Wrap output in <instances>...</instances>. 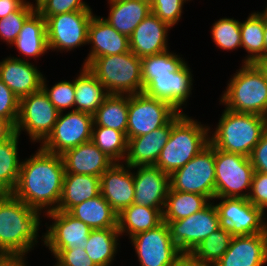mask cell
I'll use <instances>...</instances> for the list:
<instances>
[{
    "label": "cell",
    "instance_id": "obj_20",
    "mask_svg": "<svg viewBox=\"0 0 267 266\" xmlns=\"http://www.w3.org/2000/svg\"><path fill=\"white\" fill-rule=\"evenodd\" d=\"M179 112L168 124L148 134L127 138L124 164L130 167L155 165L162 148L168 142L172 125L184 114Z\"/></svg>",
    "mask_w": 267,
    "mask_h": 266
},
{
    "label": "cell",
    "instance_id": "obj_55",
    "mask_svg": "<svg viewBox=\"0 0 267 266\" xmlns=\"http://www.w3.org/2000/svg\"><path fill=\"white\" fill-rule=\"evenodd\" d=\"M48 0H35V4L25 0V3L34 11H38Z\"/></svg>",
    "mask_w": 267,
    "mask_h": 266
},
{
    "label": "cell",
    "instance_id": "obj_48",
    "mask_svg": "<svg viewBox=\"0 0 267 266\" xmlns=\"http://www.w3.org/2000/svg\"><path fill=\"white\" fill-rule=\"evenodd\" d=\"M254 172L267 174V130L262 134L259 142L249 156Z\"/></svg>",
    "mask_w": 267,
    "mask_h": 266
},
{
    "label": "cell",
    "instance_id": "obj_19",
    "mask_svg": "<svg viewBox=\"0 0 267 266\" xmlns=\"http://www.w3.org/2000/svg\"><path fill=\"white\" fill-rule=\"evenodd\" d=\"M131 167L114 163L100 176V194L119 215L134 202V177Z\"/></svg>",
    "mask_w": 267,
    "mask_h": 266
},
{
    "label": "cell",
    "instance_id": "obj_42",
    "mask_svg": "<svg viewBox=\"0 0 267 266\" xmlns=\"http://www.w3.org/2000/svg\"><path fill=\"white\" fill-rule=\"evenodd\" d=\"M34 12L26 3L17 11L0 18V39L10 46L15 42L26 19Z\"/></svg>",
    "mask_w": 267,
    "mask_h": 266
},
{
    "label": "cell",
    "instance_id": "obj_22",
    "mask_svg": "<svg viewBox=\"0 0 267 266\" xmlns=\"http://www.w3.org/2000/svg\"><path fill=\"white\" fill-rule=\"evenodd\" d=\"M89 44H92L91 50L82 65L85 67L95 58L130 51L129 37L117 32L103 17L94 14L88 27Z\"/></svg>",
    "mask_w": 267,
    "mask_h": 266
},
{
    "label": "cell",
    "instance_id": "obj_38",
    "mask_svg": "<svg viewBox=\"0 0 267 266\" xmlns=\"http://www.w3.org/2000/svg\"><path fill=\"white\" fill-rule=\"evenodd\" d=\"M186 61L169 50L141 58L143 88L156 75L171 74L178 71Z\"/></svg>",
    "mask_w": 267,
    "mask_h": 266
},
{
    "label": "cell",
    "instance_id": "obj_50",
    "mask_svg": "<svg viewBox=\"0 0 267 266\" xmlns=\"http://www.w3.org/2000/svg\"><path fill=\"white\" fill-rule=\"evenodd\" d=\"M24 4L25 0H0V18L19 10Z\"/></svg>",
    "mask_w": 267,
    "mask_h": 266
},
{
    "label": "cell",
    "instance_id": "obj_41",
    "mask_svg": "<svg viewBox=\"0 0 267 266\" xmlns=\"http://www.w3.org/2000/svg\"><path fill=\"white\" fill-rule=\"evenodd\" d=\"M45 76L42 79V89L47 94L51 103L59 112H65L67 108H73L75 103L74 80H62L55 83L50 89L47 87Z\"/></svg>",
    "mask_w": 267,
    "mask_h": 266
},
{
    "label": "cell",
    "instance_id": "obj_49",
    "mask_svg": "<svg viewBox=\"0 0 267 266\" xmlns=\"http://www.w3.org/2000/svg\"><path fill=\"white\" fill-rule=\"evenodd\" d=\"M25 256L17 253H0V266H27Z\"/></svg>",
    "mask_w": 267,
    "mask_h": 266
},
{
    "label": "cell",
    "instance_id": "obj_11",
    "mask_svg": "<svg viewBox=\"0 0 267 266\" xmlns=\"http://www.w3.org/2000/svg\"><path fill=\"white\" fill-rule=\"evenodd\" d=\"M168 224L172 241L181 253H192L201 242L221 227L218 211L211 201L200 211Z\"/></svg>",
    "mask_w": 267,
    "mask_h": 266
},
{
    "label": "cell",
    "instance_id": "obj_13",
    "mask_svg": "<svg viewBox=\"0 0 267 266\" xmlns=\"http://www.w3.org/2000/svg\"><path fill=\"white\" fill-rule=\"evenodd\" d=\"M93 115L71 110L60 112L52 132L40 147L53 154H63L66 150L91 141Z\"/></svg>",
    "mask_w": 267,
    "mask_h": 266
},
{
    "label": "cell",
    "instance_id": "obj_24",
    "mask_svg": "<svg viewBox=\"0 0 267 266\" xmlns=\"http://www.w3.org/2000/svg\"><path fill=\"white\" fill-rule=\"evenodd\" d=\"M171 27L153 13L149 14L129 37L130 51L143 58L169 50L168 32Z\"/></svg>",
    "mask_w": 267,
    "mask_h": 266
},
{
    "label": "cell",
    "instance_id": "obj_10",
    "mask_svg": "<svg viewBox=\"0 0 267 266\" xmlns=\"http://www.w3.org/2000/svg\"><path fill=\"white\" fill-rule=\"evenodd\" d=\"M179 111L169 102L144 93L129 95L127 138L148 134L168 124Z\"/></svg>",
    "mask_w": 267,
    "mask_h": 266
},
{
    "label": "cell",
    "instance_id": "obj_17",
    "mask_svg": "<svg viewBox=\"0 0 267 266\" xmlns=\"http://www.w3.org/2000/svg\"><path fill=\"white\" fill-rule=\"evenodd\" d=\"M188 63H185L178 71L171 74L156 75L143 90L147 96L161 99L172 104L179 112H183L182 106L187 105L191 95L193 76Z\"/></svg>",
    "mask_w": 267,
    "mask_h": 266
},
{
    "label": "cell",
    "instance_id": "obj_47",
    "mask_svg": "<svg viewBox=\"0 0 267 266\" xmlns=\"http://www.w3.org/2000/svg\"><path fill=\"white\" fill-rule=\"evenodd\" d=\"M58 266H96L84 249H62L55 256Z\"/></svg>",
    "mask_w": 267,
    "mask_h": 266
},
{
    "label": "cell",
    "instance_id": "obj_33",
    "mask_svg": "<svg viewBox=\"0 0 267 266\" xmlns=\"http://www.w3.org/2000/svg\"><path fill=\"white\" fill-rule=\"evenodd\" d=\"M129 95H109L93 114V126L123 132L127 137Z\"/></svg>",
    "mask_w": 267,
    "mask_h": 266
},
{
    "label": "cell",
    "instance_id": "obj_7",
    "mask_svg": "<svg viewBox=\"0 0 267 266\" xmlns=\"http://www.w3.org/2000/svg\"><path fill=\"white\" fill-rule=\"evenodd\" d=\"M254 168L248 157L215 148V198H248Z\"/></svg>",
    "mask_w": 267,
    "mask_h": 266
},
{
    "label": "cell",
    "instance_id": "obj_35",
    "mask_svg": "<svg viewBox=\"0 0 267 266\" xmlns=\"http://www.w3.org/2000/svg\"><path fill=\"white\" fill-rule=\"evenodd\" d=\"M210 200L197 193L176 191L169 188L163 209V221H176L203 209Z\"/></svg>",
    "mask_w": 267,
    "mask_h": 266
},
{
    "label": "cell",
    "instance_id": "obj_1",
    "mask_svg": "<svg viewBox=\"0 0 267 266\" xmlns=\"http://www.w3.org/2000/svg\"><path fill=\"white\" fill-rule=\"evenodd\" d=\"M65 168L62 156L43 150L21 162L12 195L29 207L44 213L56 211L63 190Z\"/></svg>",
    "mask_w": 267,
    "mask_h": 266
},
{
    "label": "cell",
    "instance_id": "obj_18",
    "mask_svg": "<svg viewBox=\"0 0 267 266\" xmlns=\"http://www.w3.org/2000/svg\"><path fill=\"white\" fill-rule=\"evenodd\" d=\"M134 177V204L164 209L170 188V175L155 165L131 167Z\"/></svg>",
    "mask_w": 267,
    "mask_h": 266
},
{
    "label": "cell",
    "instance_id": "obj_12",
    "mask_svg": "<svg viewBox=\"0 0 267 266\" xmlns=\"http://www.w3.org/2000/svg\"><path fill=\"white\" fill-rule=\"evenodd\" d=\"M92 11H74L47 17L49 51H71L88 44V27Z\"/></svg>",
    "mask_w": 267,
    "mask_h": 266
},
{
    "label": "cell",
    "instance_id": "obj_34",
    "mask_svg": "<svg viewBox=\"0 0 267 266\" xmlns=\"http://www.w3.org/2000/svg\"><path fill=\"white\" fill-rule=\"evenodd\" d=\"M19 134L16 132L0 142V194H11L21 167L18 152Z\"/></svg>",
    "mask_w": 267,
    "mask_h": 266
},
{
    "label": "cell",
    "instance_id": "obj_36",
    "mask_svg": "<svg viewBox=\"0 0 267 266\" xmlns=\"http://www.w3.org/2000/svg\"><path fill=\"white\" fill-rule=\"evenodd\" d=\"M241 44L248 55L243 63H254L264 56V10L252 12L240 22Z\"/></svg>",
    "mask_w": 267,
    "mask_h": 266
},
{
    "label": "cell",
    "instance_id": "obj_27",
    "mask_svg": "<svg viewBox=\"0 0 267 266\" xmlns=\"http://www.w3.org/2000/svg\"><path fill=\"white\" fill-rule=\"evenodd\" d=\"M13 45L28 59L48 52L46 20L37 11L26 19Z\"/></svg>",
    "mask_w": 267,
    "mask_h": 266
},
{
    "label": "cell",
    "instance_id": "obj_2",
    "mask_svg": "<svg viewBox=\"0 0 267 266\" xmlns=\"http://www.w3.org/2000/svg\"><path fill=\"white\" fill-rule=\"evenodd\" d=\"M41 211L12 194H0V253L28 254L38 243Z\"/></svg>",
    "mask_w": 267,
    "mask_h": 266
},
{
    "label": "cell",
    "instance_id": "obj_52",
    "mask_svg": "<svg viewBox=\"0 0 267 266\" xmlns=\"http://www.w3.org/2000/svg\"><path fill=\"white\" fill-rule=\"evenodd\" d=\"M15 133V127L4 118L0 117V142L10 138Z\"/></svg>",
    "mask_w": 267,
    "mask_h": 266
},
{
    "label": "cell",
    "instance_id": "obj_23",
    "mask_svg": "<svg viewBox=\"0 0 267 266\" xmlns=\"http://www.w3.org/2000/svg\"><path fill=\"white\" fill-rule=\"evenodd\" d=\"M0 79L20 99L42 88L43 74L27 58L10 55L0 61Z\"/></svg>",
    "mask_w": 267,
    "mask_h": 266
},
{
    "label": "cell",
    "instance_id": "obj_15",
    "mask_svg": "<svg viewBox=\"0 0 267 266\" xmlns=\"http://www.w3.org/2000/svg\"><path fill=\"white\" fill-rule=\"evenodd\" d=\"M140 266H173L182 254L172 241L168 224L130 237Z\"/></svg>",
    "mask_w": 267,
    "mask_h": 266
},
{
    "label": "cell",
    "instance_id": "obj_16",
    "mask_svg": "<svg viewBox=\"0 0 267 266\" xmlns=\"http://www.w3.org/2000/svg\"><path fill=\"white\" fill-rule=\"evenodd\" d=\"M53 220L52 225L42 234L43 245L55 256L62 249H84L92 229L84 222L72 216L68 211H52L46 213ZM48 226V227H47Z\"/></svg>",
    "mask_w": 267,
    "mask_h": 266
},
{
    "label": "cell",
    "instance_id": "obj_45",
    "mask_svg": "<svg viewBox=\"0 0 267 266\" xmlns=\"http://www.w3.org/2000/svg\"><path fill=\"white\" fill-rule=\"evenodd\" d=\"M20 99L0 79V117L7 119L14 127L19 115Z\"/></svg>",
    "mask_w": 267,
    "mask_h": 266
},
{
    "label": "cell",
    "instance_id": "obj_43",
    "mask_svg": "<svg viewBox=\"0 0 267 266\" xmlns=\"http://www.w3.org/2000/svg\"><path fill=\"white\" fill-rule=\"evenodd\" d=\"M188 0H150L151 12L170 27L181 19L184 3Z\"/></svg>",
    "mask_w": 267,
    "mask_h": 266
},
{
    "label": "cell",
    "instance_id": "obj_31",
    "mask_svg": "<svg viewBox=\"0 0 267 266\" xmlns=\"http://www.w3.org/2000/svg\"><path fill=\"white\" fill-rule=\"evenodd\" d=\"M163 223V209L132 204L118 215V231L120 235L130 237L148 231Z\"/></svg>",
    "mask_w": 267,
    "mask_h": 266
},
{
    "label": "cell",
    "instance_id": "obj_3",
    "mask_svg": "<svg viewBox=\"0 0 267 266\" xmlns=\"http://www.w3.org/2000/svg\"><path fill=\"white\" fill-rule=\"evenodd\" d=\"M266 130L267 117L225 108L215 131L209 130V143L216 149L249 158Z\"/></svg>",
    "mask_w": 267,
    "mask_h": 266
},
{
    "label": "cell",
    "instance_id": "obj_53",
    "mask_svg": "<svg viewBox=\"0 0 267 266\" xmlns=\"http://www.w3.org/2000/svg\"><path fill=\"white\" fill-rule=\"evenodd\" d=\"M254 64L262 72L265 80L267 81V56L258 58Z\"/></svg>",
    "mask_w": 267,
    "mask_h": 266
},
{
    "label": "cell",
    "instance_id": "obj_32",
    "mask_svg": "<svg viewBox=\"0 0 267 266\" xmlns=\"http://www.w3.org/2000/svg\"><path fill=\"white\" fill-rule=\"evenodd\" d=\"M120 236L118 228L92 230L84 250L96 266H110L117 254Z\"/></svg>",
    "mask_w": 267,
    "mask_h": 266
},
{
    "label": "cell",
    "instance_id": "obj_8",
    "mask_svg": "<svg viewBox=\"0 0 267 266\" xmlns=\"http://www.w3.org/2000/svg\"><path fill=\"white\" fill-rule=\"evenodd\" d=\"M170 188L215 198V147L210 143L170 175Z\"/></svg>",
    "mask_w": 267,
    "mask_h": 266
},
{
    "label": "cell",
    "instance_id": "obj_54",
    "mask_svg": "<svg viewBox=\"0 0 267 266\" xmlns=\"http://www.w3.org/2000/svg\"><path fill=\"white\" fill-rule=\"evenodd\" d=\"M264 56H267V8L264 10Z\"/></svg>",
    "mask_w": 267,
    "mask_h": 266
},
{
    "label": "cell",
    "instance_id": "obj_25",
    "mask_svg": "<svg viewBox=\"0 0 267 266\" xmlns=\"http://www.w3.org/2000/svg\"><path fill=\"white\" fill-rule=\"evenodd\" d=\"M61 156L65 173L100 177L115 163L92 141L68 149Z\"/></svg>",
    "mask_w": 267,
    "mask_h": 266
},
{
    "label": "cell",
    "instance_id": "obj_51",
    "mask_svg": "<svg viewBox=\"0 0 267 266\" xmlns=\"http://www.w3.org/2000/svg\"><path fill=\"white\" fill-rule=\"evenodd\" d=\"M173 266H213L209 263L197 260L191 253H182Z\"/></svg>",
    "mask_w": 267,
    "mask_h": 266
},
{
    "label": "cell",
    "instance_id": "obj_44",
    "mask_svg": "<svg viewBox=\"0 0 267 266\" xmlns=\"http://www.w3.org/2000/svg\"><path fill=\"white\" fill-rule=\"evenodd\" d=\"M74 11H92L83 0H48L37 12L46 19L49 16Z\"/></svg>",
    "mask_w": 267,
    "mask_h": 266
},
{
    "label": "cell",
    "instance_id": "obj_5",
    "mask_svg": "<svg viewBox=\"0 0 267 266\" xmlns=\"http://www.w3.org/2000/svg\"><path fill=\"white\" fill-rule=\"evenodd\" d=\"M220 104L238 113L267 117V81L254 63H243L229 79Z\"/></svg>",
    "mask_w": 267,
    "mask_h": 266
},
{
    "label": "cell",
    "instance_id": "obj_30",
    "mask_svg": "<svg viewBox=\"0 0 267 266\" xmlns=\"http://www.w3.org/2000/svg\"><path fill=\"white\" fill-rule=\"evenodd\" d=\"M68 212L92 230L118 228V214L101 194L73 206Z\"/></svg>",
    "mask_w": 267,
    "mask_h": 266
},
{
    "label": "cell",
    "instance_id": "obj_26",
    "mask_svg": "<svg viewBox=\"0 0 267 266\" xmlns=\"http://www.w3.org/2000/svg\"><path fill=\"white\" fill-rule=\"evenodd\" d=\"M109 16L103 19L117 32L130 37L134 29L151 14L150 0H108Z\"/></svg>",
    "mask_w": 267,
    "mask_h": 266
},
{
    "label": "cell",
    "instance_id": "obj_28",
    "mask_svg": "<svg viewBox=\"0 0 267 266\" xmlns=\"http://www.w3.org/2000/svg\"><path fill=\"white\" fill-rule=\"evenodd\" d=\"M100 194V177L65 173L58 211H69L73 206Z\"/></svg>",
    "mask_w": 267,
    "mask_h": 266
},
{
    "label": "cell",
    "instance_id": "obj_21",
    "mask_svg": "<svg viewBox=\"0 0 267 266\" xmlns=\"http://www.w3.org/2000/svg\"><path fill=\"white\" fill-rule=\"evenodd\" d=\"M267 233L232 236L228 250L213 266H264Z\"/></svg>",
    "mask_w": 267,
    "mask_h": 266
},
{
    "label": "cell",
    "instance_id": "obj_14",
    "mask_svg": "<svg viewBox=\"0 0 267 266\" xmlns=\"http://www.w3.org/2000/svg\"><path fill=\"white\" fill-rule=\"evenodd\" d=\"M217 208L220 224L232 236L267 233L265 212L246 198H218ZM222 200V201H221Z\"/></svg>",
    "mask_w": 267,
    "mask_h": 266
},
{
    "label": "cell",
    "instance_id": "obj_6",
    "mask_svg": "<svg viewBox=\"0 0 267 266\" xmlns=\"http://www.w3.org/2000/svg\"><path fill=\"white\" fill-rule=\"evenodd\" d=\"M86 67L109 95L143 93L141 58L132 51L95 58Z\"/></svg>",
    "mask_w": 267,
    "mask_h": 266
},
{
    "label": "cell",
    "instance_id": "obj_4",
    "mask_svg": "<svg viewBox=\"0 0 267 266\" xmlns=\"http://www.w3.org/2000/svg\"><path fill=\"white\" fill-rule=\"evenodd\" d=\"M210 126H206L185 113L172 125L166 145L155 164L171 175L186 165L209 144Z\"/></svg>",
    "mask_w": 267,
    "mask_h": 266
},
{
    "label": "cell",
    "instance_id": "obj_37",
    "mask_svg": "<svg viewBox=\"0 0 267 266\" xmlns=\"http://www.w3.org/2000/svg\"><path fill=\"white\" fill-rule=\"evenodd\" d=\"M91 141L115 163L124 162L127 155L126 135L112 128L92 126Z\"/></svg>",
    "mask_w": 267,
    "mask_h": 266
},
{
    "label": "cell",
    "instance_id": "obj_29",
    "mask_svg": "<svg viewBox=\"0 0 267 266\" xmlns=\"http://www.w3.org/2000/svg\"><path fill=\"white\" fill-rule=\"evenodd\" d=\"M80 70V74L74 79V110L93 115L109 94L87 67L82 66Z\"/></svg>",
    "mask_w": 267,
    "mask_h": 266
},
{
    "label": "cell",
    "instance_id": "obj_9",
    "mask_svg": "<svg viewBox=\"0 0 267 266\" xmlns=\"http://www.w3.org/2000/svg\"><path fill=\"white\" fill-rule=\"evenodd\" d=\"M59 113L41 88L20 98L15 132L21 135L26 131L32 142L42 143L52 132Z\"/></svg>",
    "mask_w": 267,
    "mask_h": 266
},
{
    "label": "cell",
    "instance_id": "obj_46",
    "mask_svg": "<svg viewBox=\"0 0 267 266\" xmlns=\"http://www.w3.org/2000/svg\"><path fill=\"white\" fill-rule=\"evenodd\" d=\"M247 199L264 212L267 210V174L254 172L250 193Z\"/></svg>",
    "mask_w": 267,
    "mask_h": 266
},
{
    "label": "cell",
    "instance_id": "obj_39",
    "mask_svg": "<svg viewBox=\"0 0 267 266\" xmlns=\"http://www.w3.org/2000/svg\"><path fill=\"white\" fill-rule=\"evenodd\" d=\"M231 233L224 226L206 237L191 253L197 260L214 265L228 250Z\"/></svg>",
    "mask_w": 267,
    "mask_h": 266
},
{
    "label": "cell",
    "instance_id": "obj_40",
    "mask_svg": "<svg viewBox=\"0 0 267 266\" xmlns=\"http://www.w3.org/2000/svg\"><path fill=\"white\" fill-rule=\"evenodd\" d=\"M211 35L216 46L222 50H234L242 47L240 21L234 18H220L214 22Z\"/></svg>",
    "mask_w": 267,
    "mask_h": 266
}]
</instances>
